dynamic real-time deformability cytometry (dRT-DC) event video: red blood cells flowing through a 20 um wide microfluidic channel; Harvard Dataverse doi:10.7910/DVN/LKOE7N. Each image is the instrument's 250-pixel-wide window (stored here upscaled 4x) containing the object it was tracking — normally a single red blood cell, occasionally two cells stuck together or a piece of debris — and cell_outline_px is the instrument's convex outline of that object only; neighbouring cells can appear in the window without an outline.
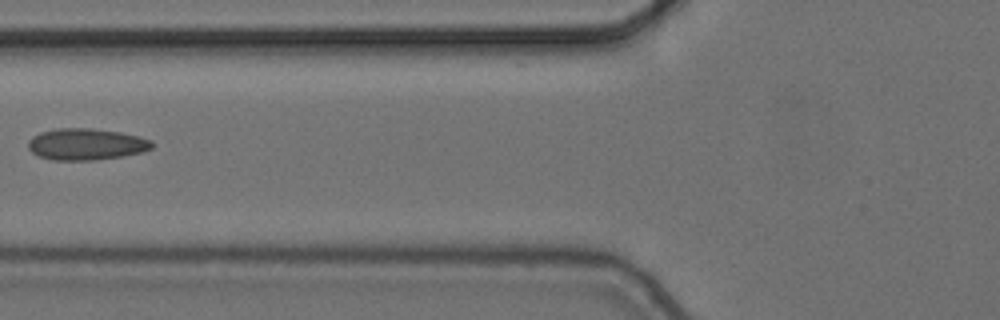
{"species": "common noctule bat (a hibernating species)", "species_latin": "Nyctalus noctula", "temperature_condition": "cold", "stored_images_in_passage": 4, "camera_frame_rate_fps": 3000, "um_per_image_px": 0.085, "animal": {"sex": "female", "body_mass_g": 24.6, "forearm_length_mm": 56.2}, "frame": {"image": 1, "passage_image": 4, "time_ms": 1.0, "image_size_px": [1000, 320], "cell_outline_px": [[152, 148], [144, 152], [124, 156], [96, 160], [52, 160], [40, 156], [32, 152], [28, 148], [28, 140], [32, 136], [40, 132], [56, 128], [92, 128], [120, 132], [140, 136], [152, 140]], "centroid_in_image_um": [7.34, 12.25], "position_along_channel_um": 118.5, "area_um2": 23.0}}